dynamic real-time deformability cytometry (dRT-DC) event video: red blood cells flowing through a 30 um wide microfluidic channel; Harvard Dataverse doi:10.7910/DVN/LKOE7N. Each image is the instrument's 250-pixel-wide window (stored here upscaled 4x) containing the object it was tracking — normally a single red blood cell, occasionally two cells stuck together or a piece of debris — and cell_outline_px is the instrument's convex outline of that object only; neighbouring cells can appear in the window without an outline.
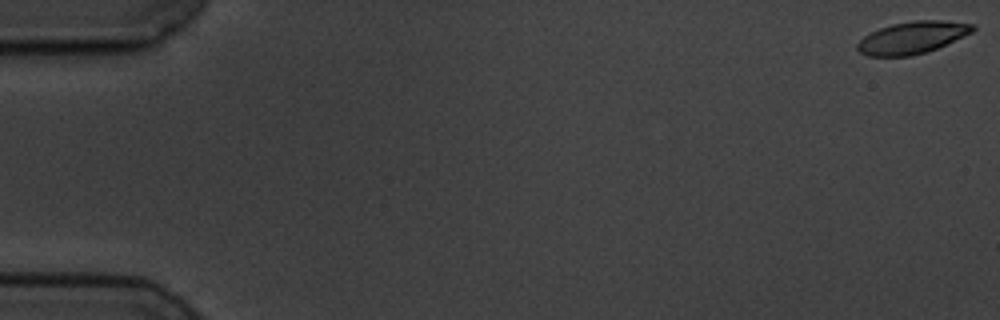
{"species": "common noctule bat (a hibernating species)", "species_latin": "Nyctalus noctula", "temperature_condition": "cold", "stored_images_in_passage": 59, "camera_frame_rate_fps": 3000, "um_per_image_px": 0.085, "animal": {"sex": "male", "body_mass_g": 19.5, "forearm_length_mm": 54.6}, "frame": {"image": 1, "passage_image": 1, "time_ms": 0.0, "image_size_px": [1000, 320], "cell_outline_px": [[976, 28], [972, 32], [936, 48], [924, 52], [908, 56], [868, 56], [860, 52], [856, 48], [856, 44], [864, 36], [880, 28], [892, 24], [912, 20], [940, 20], [976, 24]], "centroid_in_image_um": [77.53, 3.18], "position_along_channel_um": 7.5, "area_um2": 21.39}}
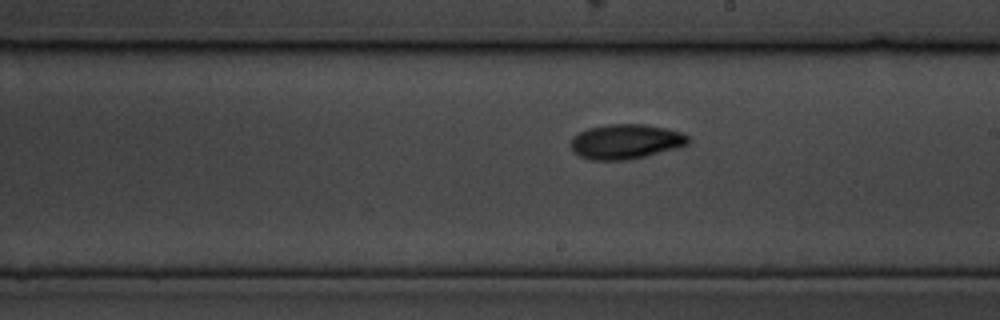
{"frame": {"image": 2, "passage_image": 34, "time_ms": 11.0, "image_size_px": [1000, 320], "cell_outline_px": [[692, 140], [688, 144], [680, 148], [644, 156], [624, 160], [588, 160], [580, 156], [572, 148], [572, 140], [580, 132], [588, 128], [604, 124], [644, 124], [668, 128], [684, 132]], "centroid_in_image_um": [53.27, 12.02], "position_along_channel_um": 235.7, "area_um2": 23.93}}
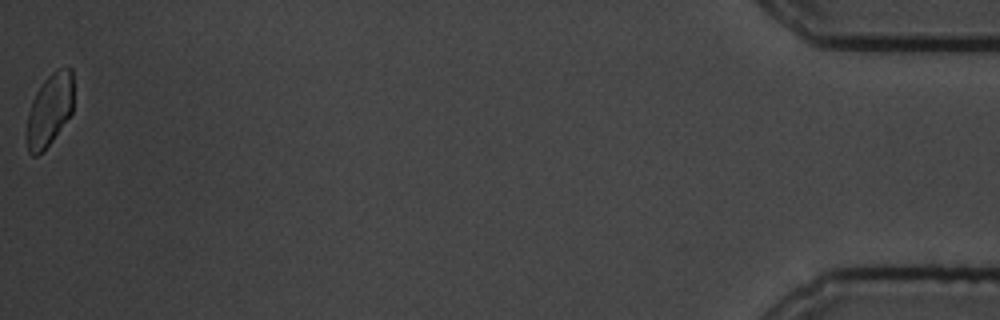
{"frame": {"image": 3, "passage_image": 59, "time_ms": 19.333, "image_size_px": [1000, 320], "cell_outline_px": [[72, 112], [52, 140], [36, 156], [32, 156], [28, 152], [28, 112], [32, 100], [36, 92], [44, 80], [56, 68], [72, 68]], "centroid_in_image_um": [4.22, 9.29], "position_along_channel_um": 431.0, "area_um2": 19.19}, "authors_computed_cell_mechanics": {"area_um2": 21.964, "velocity_mm_per_s": 3.4549, "shape_relaxation_time_tau1_ms": 3.6993, "shape_relaxation_time_tau2_ms": 2.424, "deformation_change_tau1": 0.1276, "deformation_change_tau2": 0.0421}}